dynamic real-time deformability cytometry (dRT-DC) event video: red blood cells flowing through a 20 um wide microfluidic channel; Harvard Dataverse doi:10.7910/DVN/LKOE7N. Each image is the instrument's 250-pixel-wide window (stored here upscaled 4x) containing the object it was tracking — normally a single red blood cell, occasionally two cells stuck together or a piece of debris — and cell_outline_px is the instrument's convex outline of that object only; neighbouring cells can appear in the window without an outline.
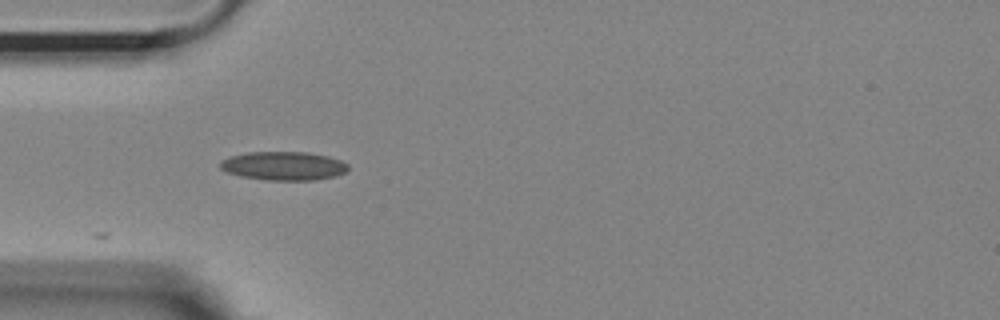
{"species": "Egyptian fruit bat (a non-hibernating species)", "species_latin": "Rousettus aegyptiacus", "temperature_condition": "room temperature", "stored_images_in_passage": 10, "camera_frame_rate_fps": 3000, "um_per_image_px": 0.085, "animal": {"sex": "female"}, "frame": {"image": 1, "passage_image": 1, "time_ms": 0.0, "image_size_px": [1000, 320], "cell_outline_px": [[348, 168], [344, 172], [336, 176], [312, 180], [268, 180], [240, 176], [228, 172], [220, 168], [220, 160], [232, 156], [248, 152], [308, 152], [328, 156], [340, 160], [348, 164]], "centroid_in_image_um": [24.11, 14.1], "position_along_channel_um": 60.9, "area_um2": 21.27}}
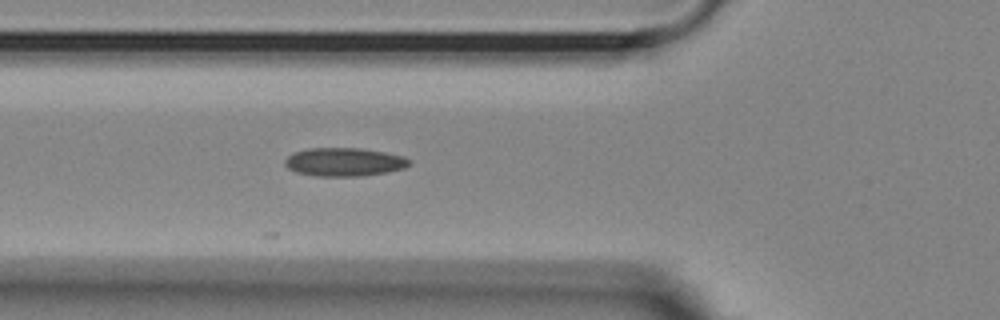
{"frame": {"image": 2, "passage_image": 4, "time_ms": 1.0, "image_size_px": [1000, 320], "cell_outline_px": [[408, 164], [404, 168], [388, 172], [360, 176], [316, 176], [296, 172], [288, 168], [284, 164], [284, 160], [292, 152], [308, 148], [360, 148], [384, 152], [404, 156], [408, 160]], "centroid_in_image_um": [29.21, 13.76], "position_along_channel_um": 96.6, "area_um2": 20.58}}
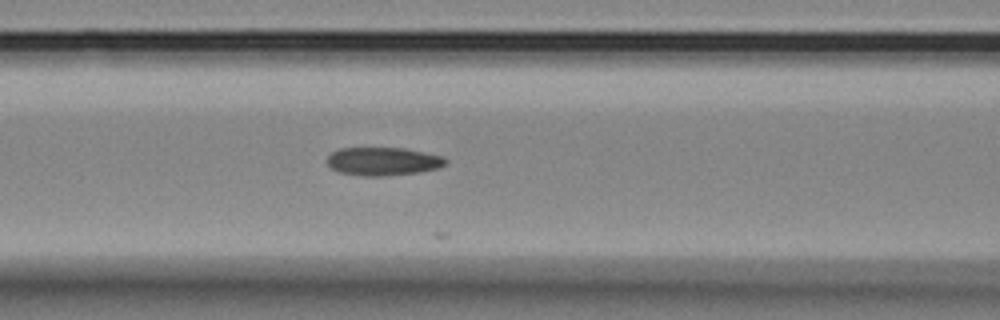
{"frame": {"image": 3, "passage_image": 7, "time_ms": 2.0, "image_size_px": [1000, 320], "cell_outline_px": [[448, 160], [444, 164], [436, 168], [420, 172], [384, 176], [364, 176], [340, 172], [332, 168], [328, 164], [328, 156], [332, 152], [340, 148], [404, 148], [444, 156]], "centroid_in_image_um": [32.57, 13.71], "position_along_channel_um": 134.0, "area_um2": 19.36}}